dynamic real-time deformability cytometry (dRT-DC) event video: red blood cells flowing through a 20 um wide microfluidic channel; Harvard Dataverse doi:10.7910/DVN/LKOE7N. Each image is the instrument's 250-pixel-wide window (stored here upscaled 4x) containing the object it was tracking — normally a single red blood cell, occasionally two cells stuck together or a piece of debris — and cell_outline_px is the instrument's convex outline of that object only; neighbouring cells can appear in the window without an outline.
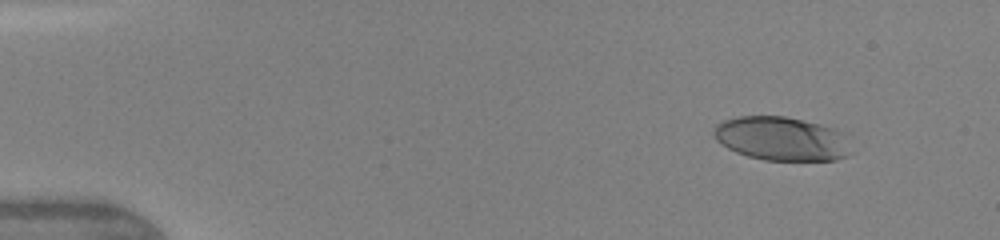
{"species": "human", "species_latin": "Homo sapiens", "temperature_condition": "warm", "stored_images_in_passage": 7, "camera_frame_rate_fps": 3000, "um_per_image_px": 0.085, "donor": {"sex": "female"}, "frame": {"image": 1, "passage_image": 2, "time_ms": 0.667, "image_size_px": [1000, 240], "cell_outline_px": [[852, 152], [848, 156], [836, 160], [764, 160], [748, 156], [736, 152], [728, 148], [716, 140], [712, 136], [712, 132], [716, 124], [724, 120], [740, 116], [784, 116], [820, 124], [836, 128], [840, 132]], "centroid_in_image_um": [66.4, 11.79], "position_along_channel_um": 18.6, "area_um2": 35.03}}
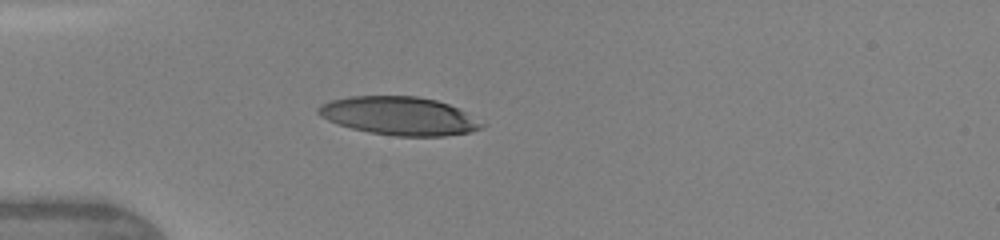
{"frame": {"image": 2, "passage_image": 5, "time_ms": 3.667, "image_size_px": [1000, 240], "cell_outline_px": [[484, 124], [480, 128], [472, 132], [444, 136], [396, 136], [368, 132], [336, 124], [320, 116], [316, 112], [316, 108], [320, 104], [332, 100], [348, 96], [416, 96], [436, 100], [460, 108]], "centroid_in_image_um": [33.9, 9.85], "position_along_channel_um": 51.1, "area_um2": 36.59}}